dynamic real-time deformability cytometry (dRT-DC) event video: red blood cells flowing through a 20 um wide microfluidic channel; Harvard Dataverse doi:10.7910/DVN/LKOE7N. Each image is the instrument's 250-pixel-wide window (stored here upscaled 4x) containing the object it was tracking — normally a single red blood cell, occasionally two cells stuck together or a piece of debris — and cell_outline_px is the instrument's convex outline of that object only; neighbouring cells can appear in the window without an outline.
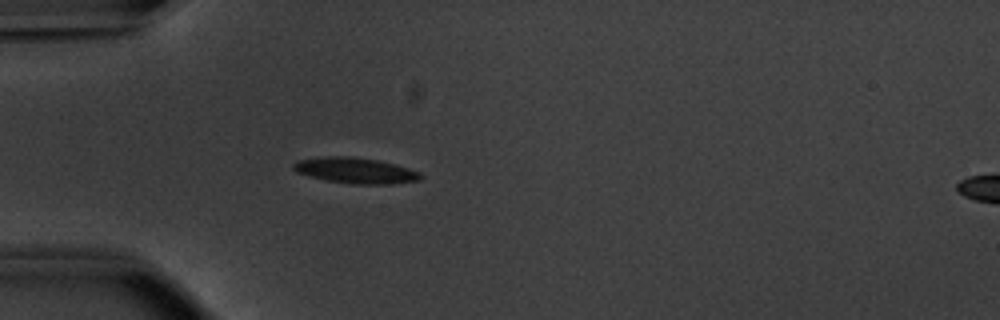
{"species": "common noctule bat (a hibernating species)", "species_latin": "Nyctalus noctula", "temperature_condition": "warm", "stored_images_in_passage": 38, "camera_frame_rate_fps": 3000, "um_per_image_px": 0.085, "animal": {"sex": "male", "body_mass_g": 20.1, "forearm_length_mm": 53.5}, "frame": {"image": 1, "passage_image": 1, "time_ms": 0.0, "image_size_px": [1000, 320], "cell_outline_px": [[424, 176], [420, 180], [392, 184], [352, 184], [328, 180], [308, 176], [296, 172], [292, 168], [292, 164], [300, 160], [328, 156], [352, 156], [376, 160], [396, 164], [420, 172]], "centroid_in_image_um": [30.24, 14.49], "position_along_channel_um": 54.8, "area_um2": 19.07}}
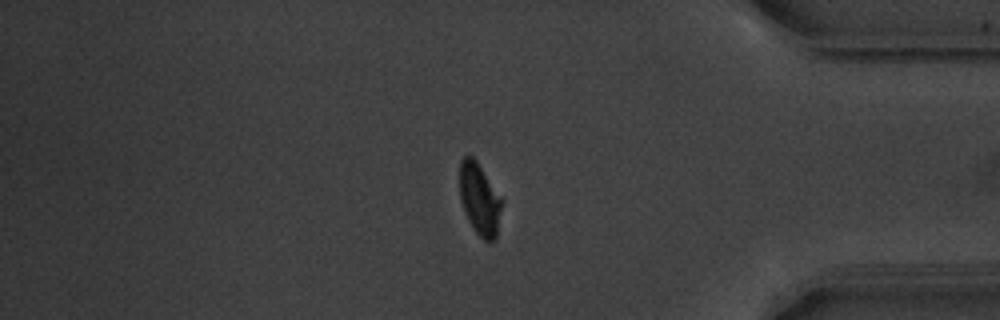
{"frame": {"image": 2, "passage_image": 30, "time_ms": 9.667, "image_size_px": [1000, 320], "cell_outline_px": [[504, 204], [496, 240], [484, 240], [472, 228], [468, 220], [460, 200], [460, 160], [468, 152], [476, 160], [504, 200]], "centroid_in_image_um": [40.8, 16.92], "position_along_channel_um": 394.4, "area_um2": 18.09}}
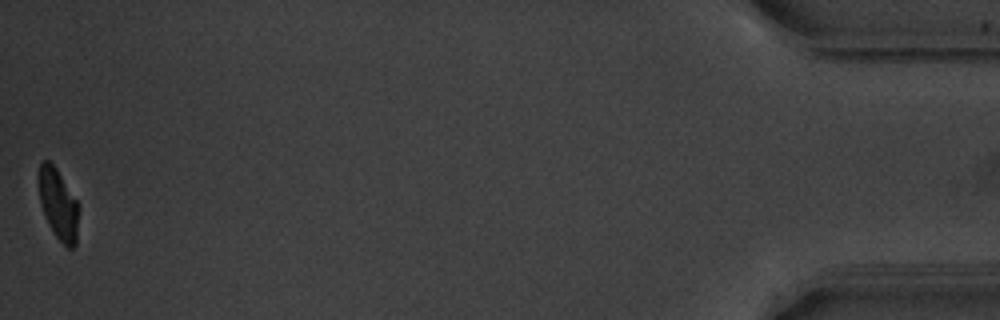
{"frame": {"image": 3, "passage_image": 38, "time_ms": 12.333, "image_size_px": [1000, 320], "cell_outline_px": [[80, 208], [76, 244], [72, 248], [68, 248], [52, 232], [40, 204], [36, 176], [40, 164], [44, 160], [48, 160], [56, 168], [80, 204]], "centroid_in_image_um": [4.95, 17.34], "position_along_channel_um": 430.2, "area_um2": 16.99}, "authors_computed_cell_mechanics": {"area_um2": 18.207, "velocity_mm_per_s": 3.8427, "shape_relaxation_time_tau1_ms": 2.346, "shape_relaxation_time_tau2_ms": 0.8961, "deformation_change_tau1": 0.1329, "deformation_change_tau2": 0.053}}